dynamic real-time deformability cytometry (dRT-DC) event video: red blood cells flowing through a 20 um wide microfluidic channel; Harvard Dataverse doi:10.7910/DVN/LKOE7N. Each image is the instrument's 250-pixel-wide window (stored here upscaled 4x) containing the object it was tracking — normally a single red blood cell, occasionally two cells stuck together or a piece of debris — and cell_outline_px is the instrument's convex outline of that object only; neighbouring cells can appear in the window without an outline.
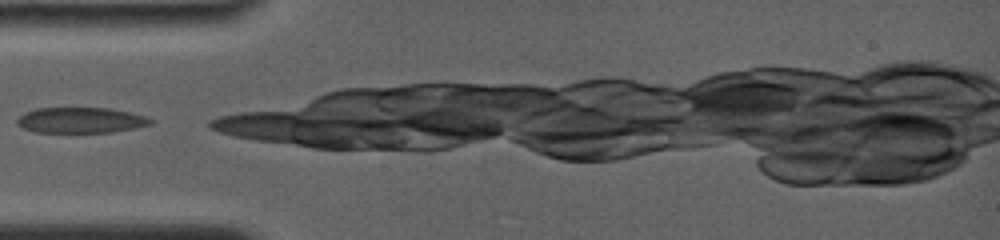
{"species": "common noctule bat (a hibernating species)", "species_latin": "Nyctalus noctula", "temperature_condition": "room temperature", "stored_images_in_passage": 1, "camera_frame_rate_fps": 4000, "um_per_image_px": 0.085, "animal": {"sex": "female", "body_mass_g": 19.0, "forearm_length_mm": 56.7}, "frame": {"image": 1, "passage_image": 1, "time_ms": 0.0, "image_size_px": [1000, 240], "cell_outline_px": [[156, 120], [152, 124], [136, 128], [112, 132], [36, 132], [24, 128], [16, 124], [16, 120], [24, 112], [36, 108], [108, 108], [128, 112], [144, 116]], "centroid_in_image_um": [6.87, 10.22], "position_along_channel_um": 78.1, "area_um2": 19.94}}